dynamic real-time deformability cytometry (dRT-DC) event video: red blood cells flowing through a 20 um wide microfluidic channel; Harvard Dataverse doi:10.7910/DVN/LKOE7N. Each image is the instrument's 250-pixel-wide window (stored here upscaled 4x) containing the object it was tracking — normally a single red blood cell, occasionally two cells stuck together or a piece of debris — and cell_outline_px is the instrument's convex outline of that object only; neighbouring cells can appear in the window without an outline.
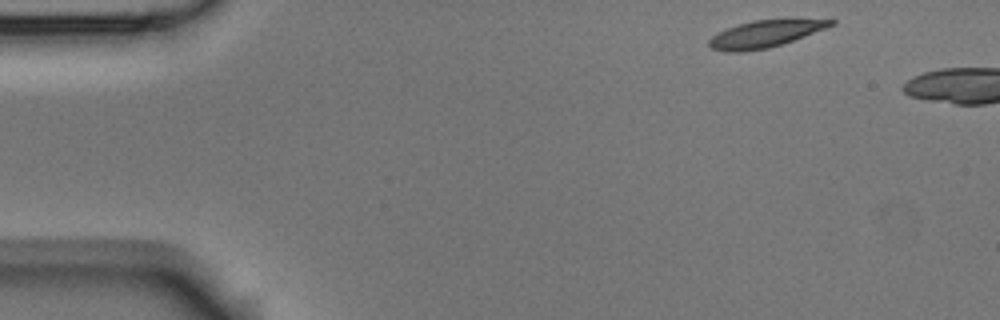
{"species": "Egyptian fruit bat (a non-hibernating species)", "species_latin": "Rousettus aegyptiacus", "temperature_condition": "room temperature", "stored_images_in_passage": 2, "camera_frame_rate_fps": 3000, "um_per_image_px": 0.085, "animal": {"sex": "male"}, "frame": {"image": 1, "passage_image": 1, "time_ms": 0.0, "image_size_px": [1000, 320], "cell_outline_px": [[836, 24], [804, 36], [768, 48], [744, 52], [724, 52], [712, 48], [708, 44], [708, 40], [712, 36], [736, 24], [752, 20], [832, 16], [836, 20]], "centroid_in_image_um": [65.18, 2.82], "position_along_channel_um": 19.8, "area_um2": 19.94}}